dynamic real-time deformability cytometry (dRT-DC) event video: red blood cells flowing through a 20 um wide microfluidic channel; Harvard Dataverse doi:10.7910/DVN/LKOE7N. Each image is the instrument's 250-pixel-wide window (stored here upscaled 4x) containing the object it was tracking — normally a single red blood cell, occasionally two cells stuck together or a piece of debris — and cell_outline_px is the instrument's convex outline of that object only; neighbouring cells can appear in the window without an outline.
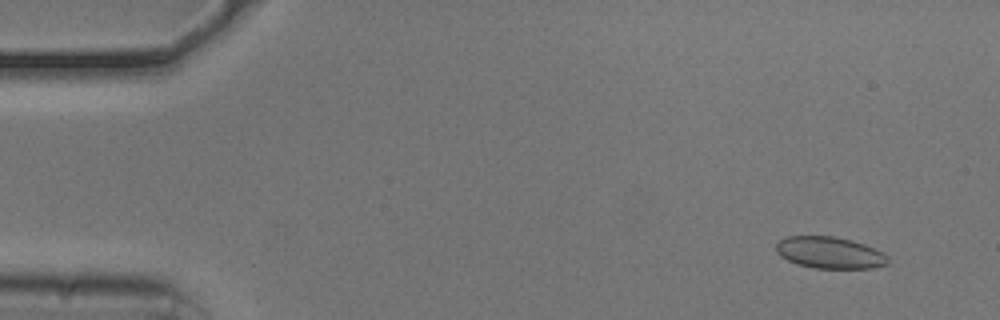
{"species": "common noctule bat (a hibernating species)", "species_latin": "Nyctalus noctula", "temperature_condition": "cold", "stored_images_in_passage": 12, "camera_frame_rate_fps": 3000, "um_per_image_px": 0.085, "animal": {"sex": "male", "body_mass_g": 20.5, "forearm_length_mm": 52.5}, "frame": {"image": 1, "passage_image": 4, "time_ms": 1.0, "image_size_px": [1000, 320], "cell_outline_px": [[888, 264], [872, 268], [816, 268], [796, 264], [780, 256], [776, 252], [776, 244], [780, 240], [788, 236], [836, 236], [852, 240], [864, 244], [884, 252], [888, 256]], "centroid_in_image_um": [70.54, 21.47], "position_along_channel_um": 14.5, "area_um2": 20.75}}